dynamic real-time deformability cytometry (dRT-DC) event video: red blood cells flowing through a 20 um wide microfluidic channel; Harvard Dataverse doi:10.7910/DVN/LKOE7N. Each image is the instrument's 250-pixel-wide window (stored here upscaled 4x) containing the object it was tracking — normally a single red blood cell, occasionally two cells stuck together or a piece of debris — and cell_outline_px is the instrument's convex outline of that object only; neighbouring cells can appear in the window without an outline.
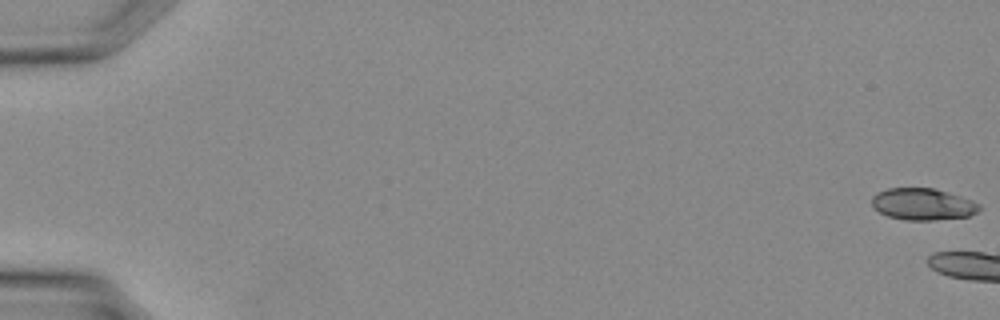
{"species": "Egyptian fruit bat (a non-hibernating species)", "species_latin": "Rousettus aegyptiacus", "temperature_condition": "warm", "stored_images_in_passage": 5, "camera_frame_rate_fps": 3000, "um_per_image_px": 0.085, "animal": {"sex": "female"}, "frame": {"image": 1, "passage_image": 1, "time_ms": 0.0, "image_size_px": [1000, 320], "cell_outline_px": [[980, 208], [976, 212], [968, 216], [932, 220], [904, 220], [888, 216], [872, 208], [872, 196], [876, 192], [888, 188], [932, 188], [960, 196], [972, 200], [980, 204]], "centroid_in_image_um": [78.39, 17.35], "position_along_channel_um": 6.6, "area_um2": 19.83}}